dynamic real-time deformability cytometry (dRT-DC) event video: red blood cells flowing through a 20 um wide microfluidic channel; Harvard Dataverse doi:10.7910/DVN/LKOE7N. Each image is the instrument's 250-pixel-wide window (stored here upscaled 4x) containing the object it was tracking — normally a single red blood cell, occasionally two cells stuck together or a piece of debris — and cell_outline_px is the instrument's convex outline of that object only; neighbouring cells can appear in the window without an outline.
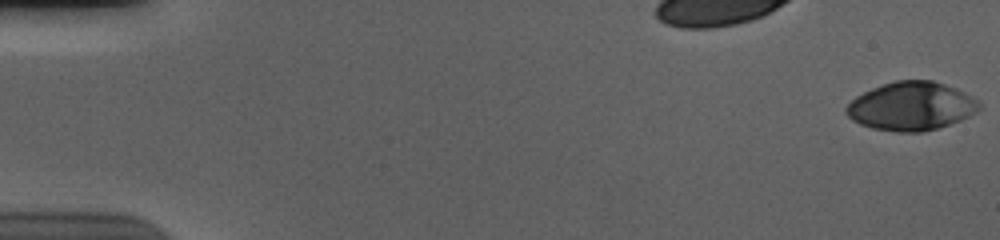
{"species": "human", "species_latin": "Homo sapiens", "temperature_condition": "cold", "stored_images_in_passage": 57, "camera_frame_rate_fps": 3000, "um_per_image_px": 0.085, "donor": {"sex": "male"}, "frame": {"image": 1, "passage_image": 1, "time_ms": 0.0, "image_size_px": [1000, 240], "cell_outline_px": [[980, 108], [976, 112], [960, 120], [940, 128], [924, 132], [896, 132], [872, 128], [860, 124], [852, 120], [844, 112], [844, 108], [856, 96], [872, 88], [896, 80], [932, 80], [956, 88], [972, 96], [980, 104]], "centroid_in_image_um": [77.44, 9.04], "position_along_channel_um": 7.6, "area_um2": 37.63}}
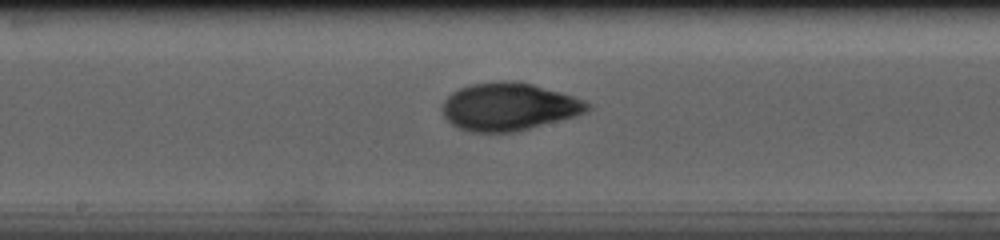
{"frame": {"image": 2, "passage_image": 31, "time_ms": 10.0, "image_size_px": [1000, 240], "cell_outline_px": [[592, 108], [576, 116], [512, 132], [472, 132], [460, 128], [452, 124], [444, 116], [440, 108], [444, 100], [452, 92], [460, 88], [472, 84], [512, 80], [532, 84], [560, 92], [584, 100], [592, 104]], "centroid_in_image_um": [43.24, 9.07], "position_along_channel_um": 205.0, "area_um2": 40.06}}
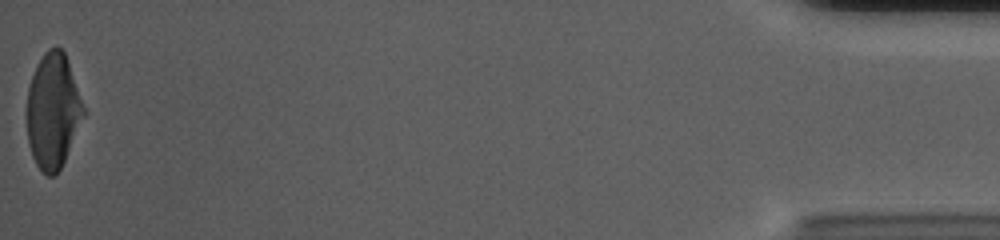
{"frame": {"image": 3, "passage_image": 57, "time_ms": 18.667, "image_size_px": [1000, 240], "cell_outline_px": [[84, 116], [64, 160], [56, 176], [48, 176], [36, 164], [32, 156], [28, 144], [24, 112], [28, 88], [36, 64], [44, 52], [48, 48], [56, 44], [64, 52], [68, 60], [84, 108]], "centroid_in_image_um": [4.45, 9.4], "position_along_channel_um": 430.8, "area_um2": 38.38}, "authors_computed_cell_mechanics": {"area_um2": 38.2058, "velocity_mm_per_s": 3.6933, "shape_relaxation_time_tau1_ms": 6.2528, "shape_relaxation_time_tau2_ms": 1.3336, "deformation_change_tau1": 0.2223, "deformation_change_tau2": 0.0569}}